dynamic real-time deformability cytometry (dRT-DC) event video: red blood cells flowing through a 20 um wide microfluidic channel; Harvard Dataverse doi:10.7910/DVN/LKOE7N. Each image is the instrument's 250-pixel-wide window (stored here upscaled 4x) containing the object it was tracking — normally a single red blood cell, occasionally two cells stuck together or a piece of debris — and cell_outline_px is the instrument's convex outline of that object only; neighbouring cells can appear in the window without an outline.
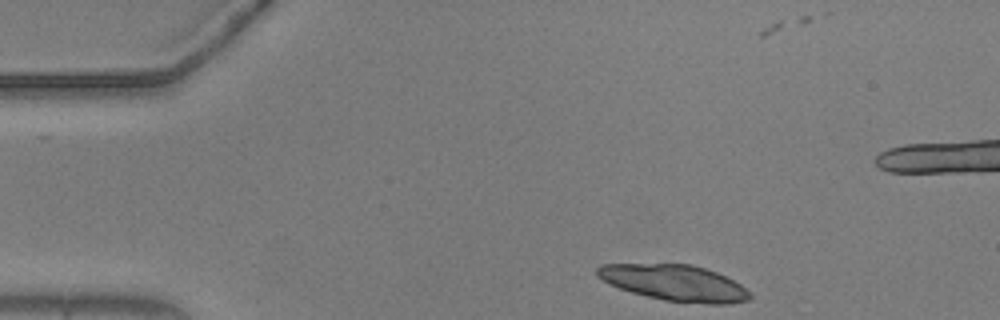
{"species": "common noctule bat (a hibernating species)", "species_latin": "Nyctalus noctula", "temperature_condition": "warm", "stored_images_in_passage": 17, "camera_frame_rate_fps": 3000, "um_per_image_px": 0.085, "animal": {"sex": "male", "body_mass_g": 20.5, "forearm_length_mm": 52.5}, "frame": {"image": 1, "passage_image": 2, "time_ms": 0.333, "image_size_px": [1000, 320], "cell_outline_px": [[752, 296], [748, 300], [728, 304], [708, 304], [664, 300], [632, 292], [608, 284], [596, 276], [596, 268], [600, 264], [692, 264], [716, 272], [740, 284], [752, 292]], "centroid_in_image_um": [57.33, 24.04], "position_along_channel_um": 27.7, "area_um2": 32.02}}